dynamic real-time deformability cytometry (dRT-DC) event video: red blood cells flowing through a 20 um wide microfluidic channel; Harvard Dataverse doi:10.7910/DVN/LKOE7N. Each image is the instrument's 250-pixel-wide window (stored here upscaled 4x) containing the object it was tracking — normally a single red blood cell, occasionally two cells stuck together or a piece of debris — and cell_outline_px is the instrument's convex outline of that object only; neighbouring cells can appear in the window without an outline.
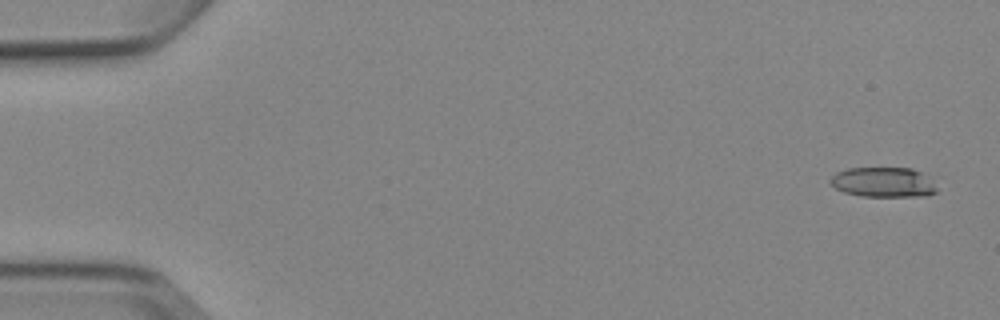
{"species": "Egyptian fruit bat (a non-hibernating species)", "species_latin": "Rousettus aegyptiacus", "temperature_condition": "cold", "stored_images_in_passage": 6, "camera_frame_rate_fps": 3000, "um_per_image_px": 0.085, "animal": {"sex": "female"}, "frame": {"image": 1, "passage_image": 1, "time_ms": 0.0, "image_size_px": [1000, 320], "cell_outline_px": [[936, 192], [928, 196], [860, 196], [844, 192], [836, 188], [828, 180], [836, 172], [848, 168], [912, 168], [920, 172], [936, 188]], "centroid_in_image_um": [75.02, 15.49], "position_along_channel_um": 10.0, "area_um2": 18.32}}